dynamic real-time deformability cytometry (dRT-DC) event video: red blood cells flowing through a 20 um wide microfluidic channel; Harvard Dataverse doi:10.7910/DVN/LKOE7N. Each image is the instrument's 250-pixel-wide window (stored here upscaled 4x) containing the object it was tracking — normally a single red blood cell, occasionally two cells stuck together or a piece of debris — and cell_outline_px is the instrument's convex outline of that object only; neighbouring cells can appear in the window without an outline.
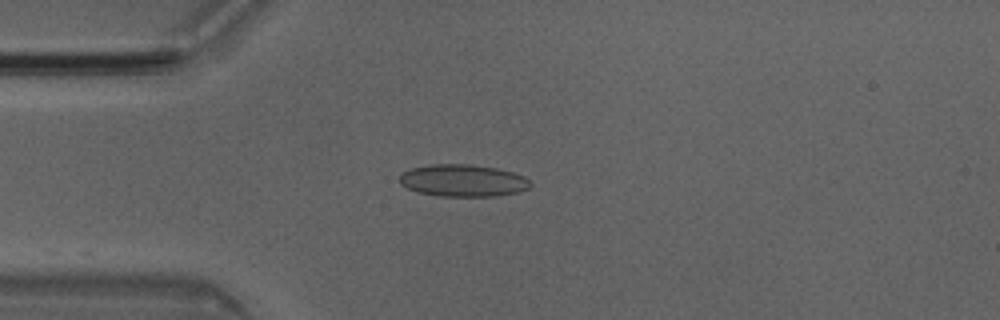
{"species": "Egyptian fruit bat (a non-hibernating species)", "species_latin": "Rousettus aegyptiacus", "temperature_condition": "room temperature", "stored_images_in_passage": 9, "camera_frame_rate_fps": 3000, "um_per_image_px": 0.085, "animal": {"sex": "male"}, "frame": {"image": 1, "passage_image": 1, "time_ms": 0.0, "image_size_px": [1000, 320], "cell_outline_px": [[532, 184], [528, 188], [520, 192], [496, 196], [440, 196], [416, 192], [400, 184], [400, 176], [404, 172], [412, 168], [432, 164], [472, 164], [496, 168], [512, 172], [524, 176]], "centroid_in_image_um": [39.37, 15.35], "position_along_channel_um": 45.6, "area_um2": 24.51}}